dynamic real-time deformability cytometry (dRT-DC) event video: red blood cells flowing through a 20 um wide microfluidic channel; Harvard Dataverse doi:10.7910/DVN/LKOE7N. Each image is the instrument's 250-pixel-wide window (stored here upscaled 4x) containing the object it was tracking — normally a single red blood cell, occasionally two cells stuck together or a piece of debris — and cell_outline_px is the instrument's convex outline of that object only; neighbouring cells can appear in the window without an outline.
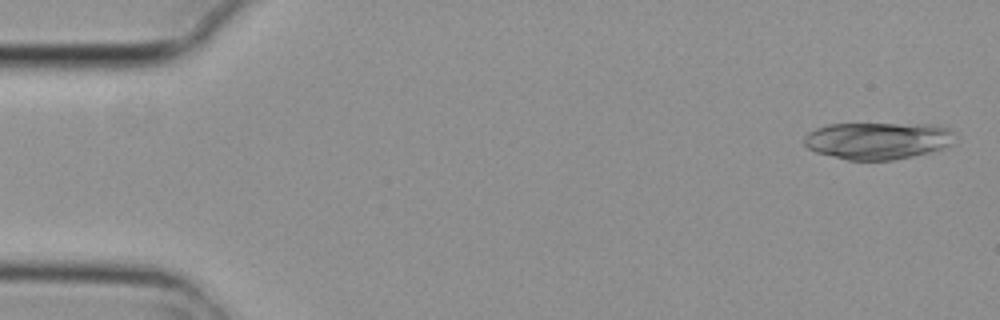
{"species": "common noctule bat (a hibernating species)", "species_latin": "Nyctalus noctula", "temperature_condition": "cold", "stored_images_in_passage": 5, "camera_frame_rate_fps": 3000, "um_per_image_px": 0.085, "animal": {"sex": "female", "body_mass_g": 29.2, "forearm_length_mm": 56.3}, "frame": {"image": 1, "passage_image": 1, "time_ms": 0.0, "image_size_px": [1000, 320], "cell_outline_px": [[956, 144], [944, 148], [912, 156], [892, 160], [848, 160], [816, 152], [808, 148], [804, 144], [804, 136], [808, 132], [816, 128], [828, 124], [936, 124], [948, 128], [952, 132]], "centroid_in_image_um": [74.63, 11.95], "position_along_channel_um": 10.4, "area_um2": 32.71}}